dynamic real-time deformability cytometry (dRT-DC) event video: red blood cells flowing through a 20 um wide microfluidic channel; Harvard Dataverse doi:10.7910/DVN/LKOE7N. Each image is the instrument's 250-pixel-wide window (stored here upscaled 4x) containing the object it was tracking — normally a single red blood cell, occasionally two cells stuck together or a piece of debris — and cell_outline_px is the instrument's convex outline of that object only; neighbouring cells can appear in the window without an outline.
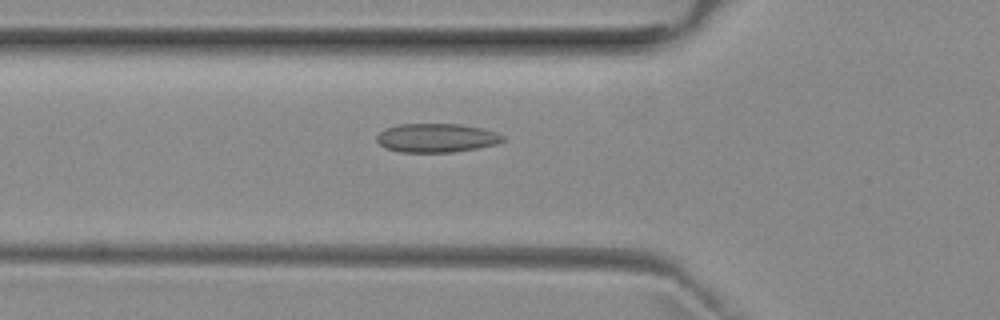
{"species": "common noctule bat (a hibernating species)", "species_latin": "Nyctalus noctula", "temperature_condition": "room temperature", "stored_images_in_passage": 40, "camera_frame_rate_fps": 3000, "um_per_image_px": 0.085, "animal": {"sex": "female", "body_mass_g": 29.2, "forearm_length_mm": 56.3}, "frame": {"image": 1, "passage_image": 6, "time_ms": 1.667, "image_size_px": [1000, 320], "cell_outline_px": [[504, 140], [496, 144], [476, 148], [452, 152], [400, 152], [384, 148], [376, 140], [376, 136], [384, 128], [396, 124], [460, 124], [480, 128], [496, 132], [504, 136]], "centroid_in_image_um": [37.05, 11.72], "position_along_channel_um": 88.7, "area_um2": 21.21}}
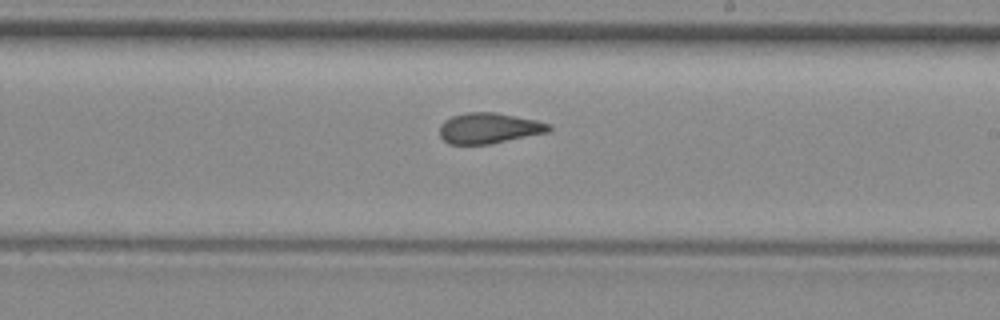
{"frame": {"image": 2, "passage_image": 18, "time_ms": 5.667, "image_size_px": [1000, 320], "cell_outline_px": [[552, 128], [548, 132], [488, 144], [448, 144], [440, 136], [440, 124], [444, 120], [452, 116], [468, 112], [496, 112], [536, 120], [548, 124]], "centroid_in_image_um": [41.53, 10.89], "position_along_channel_um": 247.5, "area_um2": 19.36}}
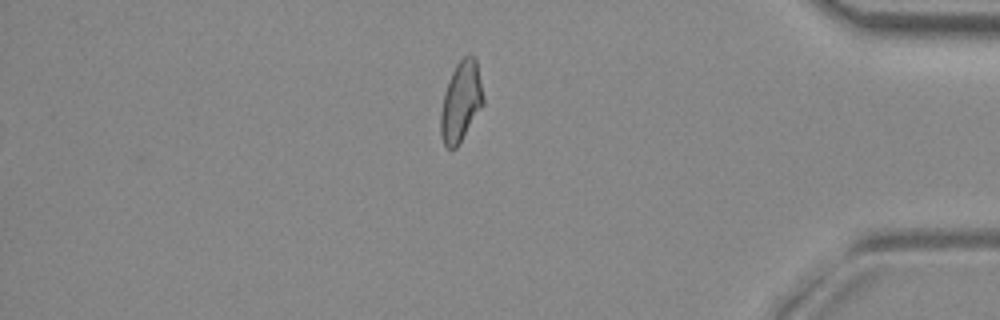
{"frame": {"image": 3, "passage_image": 32, "time_ms": 10.333, "image_size_px": [1000, 320], "cell_outline_px": [[484, 104], [456, 148], [448, 148], [444, 144], [440, 136], [440, 112], [444, 92], [448, 80], [456, 64], [464, 56], [472, 56], [476, 60], [484, 96]], "centroid_in_image_um": [39.17, 8.64], "position_along_channel_um": 396.0, "area_um2": 19.83}, "authors_computed_cell_mechanics": {"area_um2": 19.8254, "velocity_mm_per_s": 3.9597, "shape_relaxation_time_tau1_ms": null, "shape_relaxation_time_tau2_ms": 2.0075, "deformation_change_tau1": null, "deformation_change_tau2": 0.0907}}